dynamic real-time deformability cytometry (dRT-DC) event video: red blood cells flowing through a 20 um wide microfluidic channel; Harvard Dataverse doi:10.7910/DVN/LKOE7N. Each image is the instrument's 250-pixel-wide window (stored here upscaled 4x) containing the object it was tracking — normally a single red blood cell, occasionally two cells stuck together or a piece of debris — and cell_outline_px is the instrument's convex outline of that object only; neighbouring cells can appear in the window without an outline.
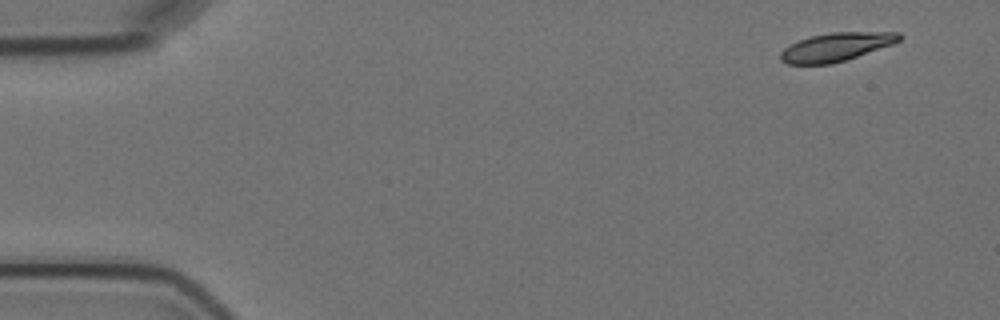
{"species": "Egyptian fruit bat (a non-hibernating species)", "species_latin": "Rousettus aegyptiacus", "temperature_condition": "cold", "stored_images_in_passage": 6, "camera_frame_rate_fps": 3000, "um_per_image_px": 0.085, "animal": {"sex": "female"}, "frame": {"image": 1, "passage_image": 1, "time_ms": 0.0, "image_size_px": [1000, 320], "cell_outline_px": [[904, 36], [900, 40], [892, 44], [832, 64], [788, 64], [780, 60], [780, 52], [784, 48], [800, 40], [812, 36], [832, 32], [900, 32]], "centroid_in_image_um": [71.08, 3.98], "position_along_channel_um": 13.9, "area_um2": 19.42}}
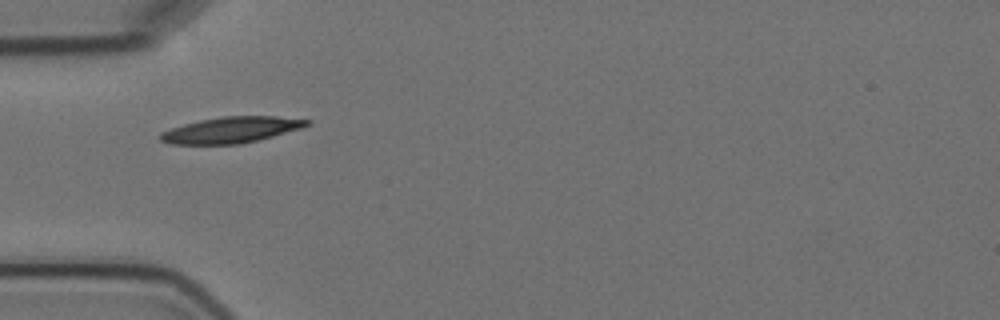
{"frame": {"image": 2, "passage_image": 5, "time_ms": 4.667, "image_size_px": [1000, 320], "cell_outline_px": [[312, 124], [304, 128], [240, 144], [172, 144], [160, 140], [160, 132], [184, 124], [200, 120], [224, 116], [276, 116], [312, 120]], "centroid_in_image_um": [19.71, 11.03], "position_along_channel_um": 65.3, "area_um2": 22.2}}
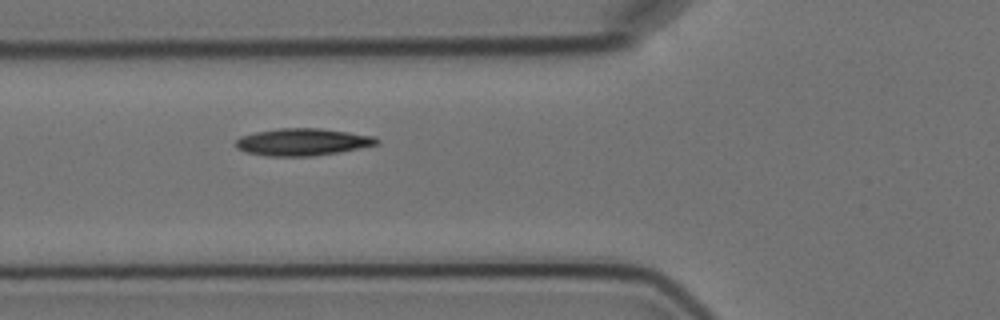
{"frame": {"image": 3, "passage_image": 6, "time_ms": 5.667, "image_size_px": [1000, 320], "cell_outline_px": [[380, 140], [376, 144], [336, 152], [312, 156], [268, 156], [248, 152], [236, 148], [236, 140], [240, 136], [256, 132], [280, 128], [320, 128], [348, 132], [372, 136]], "centroid_in_image_um": [25.66, 12.06], "position_along_channel_um": 100.1, "area_um2": 21.91}}